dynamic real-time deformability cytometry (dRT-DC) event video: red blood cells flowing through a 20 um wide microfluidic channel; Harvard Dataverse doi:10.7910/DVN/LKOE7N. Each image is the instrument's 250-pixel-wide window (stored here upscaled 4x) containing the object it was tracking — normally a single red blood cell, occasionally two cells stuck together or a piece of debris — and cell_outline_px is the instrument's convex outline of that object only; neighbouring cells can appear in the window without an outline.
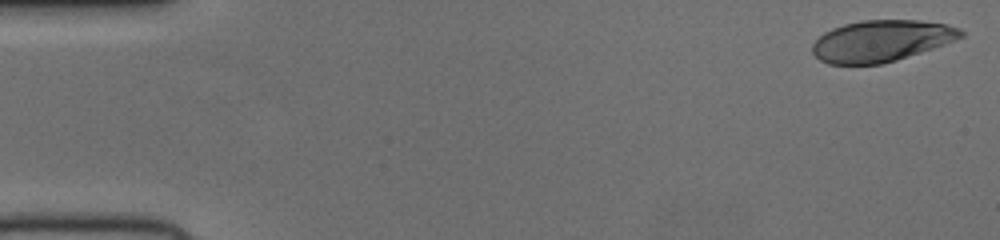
{"species": "human", "species_latin": "Homo sapiens", "temperature_condition": "cold", "stored_images_in_passage": 51, "camera_frame_rate_fps": 3000, "um_per_image_px": 0.085, "donor": {"sex": "female"}, "frame": {"image": 1, "passage_image": 1, "time_ms": 0.0, "image_size_px": [1000, 240], "cell_outline_px": [[964, 36], [944, 44], [896, 60], [880, 64], [828, 64], [820, 60], [812, 52], [812, 44], [824, 32], [832, 28], [844, 24], [860, 20], [920, 20], [944, 24], [960, 28], [964, 32]], "centroid_in_image_um": [74.89, 3.47], "position_along_channel_um": 10.1, "area_um2": 35.66}}
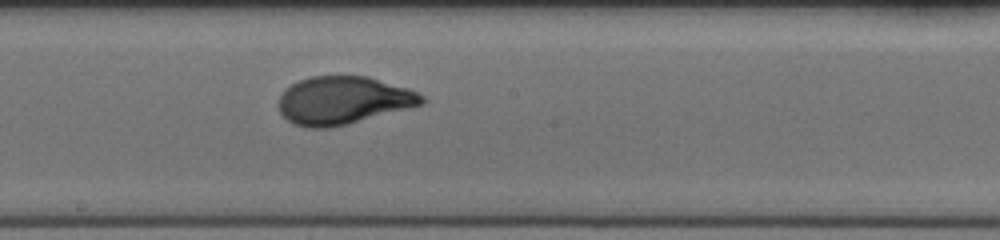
{"frame": {"image": 2, "passage_image": 28, "time_ms": 9.0, "image_size_px": [1000, 240], "cell_outline_px": [[428, 100], [424, 104], [348, 124], [328, 128], [308, 128], [292, 124], [280, 112], [276, 104], [284, 88], [308, 76], [368, 76], [408, 88], [424, 96]], "centroid_in_image_um": [29.15, 8.53], "position_along_channel_um": 219.0, "area_um2": 40.29}}
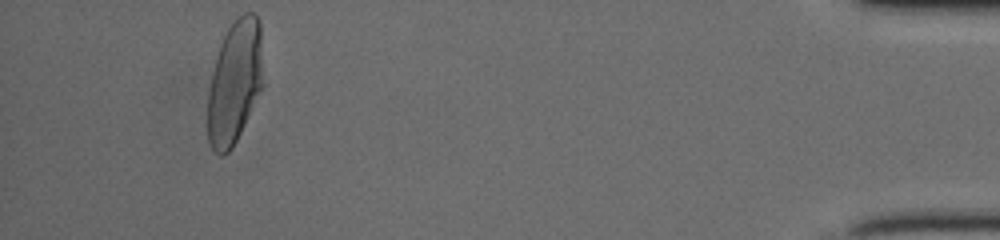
{"frame": {"image": 3, "passage_image": 48, "time_ms": 15.667, "image_size_px": [1000, 240], "cell_outline_px": [[260, 88], [244, 124], [232, 148], [224, 156], [220, 156], [208, 144], [208, 92], [212, 72], [216, 56], [220, 44], [228, 28], [236, 16], [244, 12], [252, 12], [256, 16], [260, 24]], "centroid_in_image_um": [19.89, 6.98], "position_along_channel_um": 415.3, "area_um2": 38.84}}